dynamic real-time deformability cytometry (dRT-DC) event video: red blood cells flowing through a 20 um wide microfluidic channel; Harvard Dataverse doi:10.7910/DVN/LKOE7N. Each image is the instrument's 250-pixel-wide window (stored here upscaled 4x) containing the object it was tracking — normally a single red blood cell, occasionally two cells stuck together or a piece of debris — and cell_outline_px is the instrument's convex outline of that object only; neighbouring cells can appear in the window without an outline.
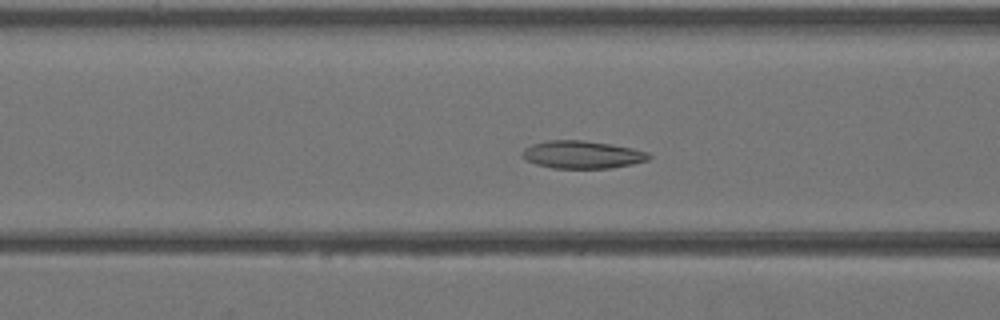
{"species": "Egyptian fruit bat (a non-hibernating species)", "species_latin": "Rousettus aegyptiacus", "temperature_condition": "warm", "stored_images_in_passage": 43, "camera_frame_rate_fps": 3000, "um_per_image_px": 0.085, "animal": {"sex": "female"}, "frame": {"image": 1, "passage_image": 18, "time_ms": 5.667, "image_size_px": [1000, 320], "cell_outline_px": [[652, 156], [648, 160], [632, 164], [612, 168], [552, 168], [536, 164], [520, 156], [520, 152], [524, 148], [532, 144], [548, 140], [584, 140], [612, 144], [632, 148], [648, 152]], "centroid_in_image_um": [49.48, 13.14], "position_along_channel_um": 117.1, "area_um2": 20.58}}
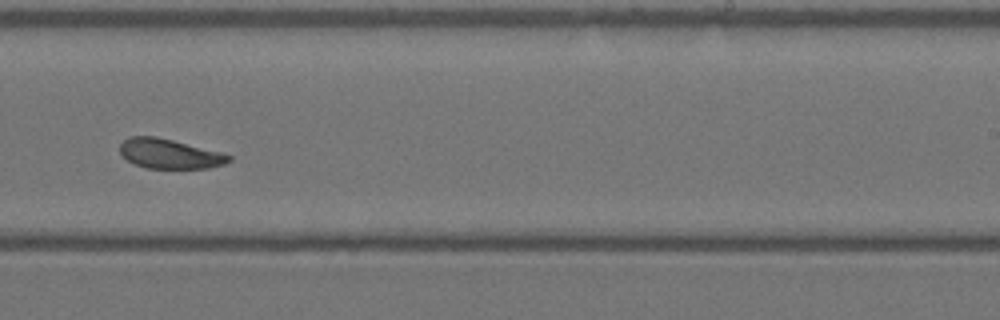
{"frame": {"image": 2, "passage_image": 28, "time_ms": 9.0, "image_size_px": [1000, 320], "cell_outline_px": [[232, 160], [224, 164], [208, 168], [148, 168], [136, 164], [128, 160], [120, 152], [120, 144], [128, 136], [156, 136], [220, 152], [232, 156]], "centroid_in_image_um": [14.41, 13.07], "position_along_channel_um": 274.6, "area_um2": 18.61}}
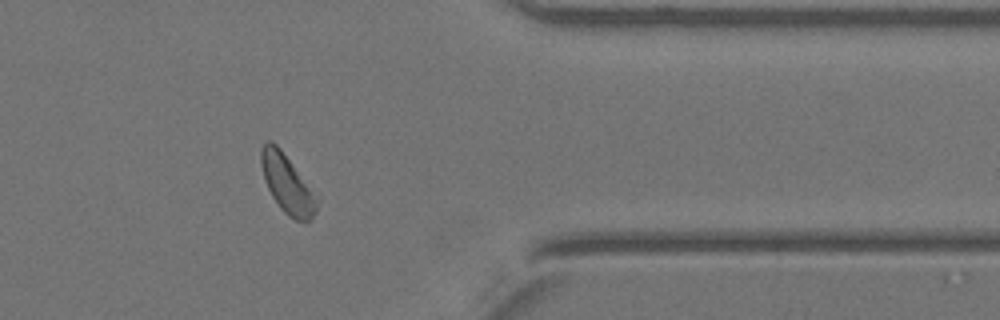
{"frame": {"image": 3, "passage_image": 36, "time_ms": 11.667, "image_size_px": [1000, 320], "cell_outline_px": [[320, 196], [316, 212], [312, 220], [304, 224], [288, 216], [280, 208], [272, 196], [264, 180], [260, 164], [260, 148], [264, 140], [272, 140], [280, 148], [320, 192]], "centroid_in_image_um": [24.5, 15.63], "position_along_channel_um": 386.9, "area_um2": 20.46}}